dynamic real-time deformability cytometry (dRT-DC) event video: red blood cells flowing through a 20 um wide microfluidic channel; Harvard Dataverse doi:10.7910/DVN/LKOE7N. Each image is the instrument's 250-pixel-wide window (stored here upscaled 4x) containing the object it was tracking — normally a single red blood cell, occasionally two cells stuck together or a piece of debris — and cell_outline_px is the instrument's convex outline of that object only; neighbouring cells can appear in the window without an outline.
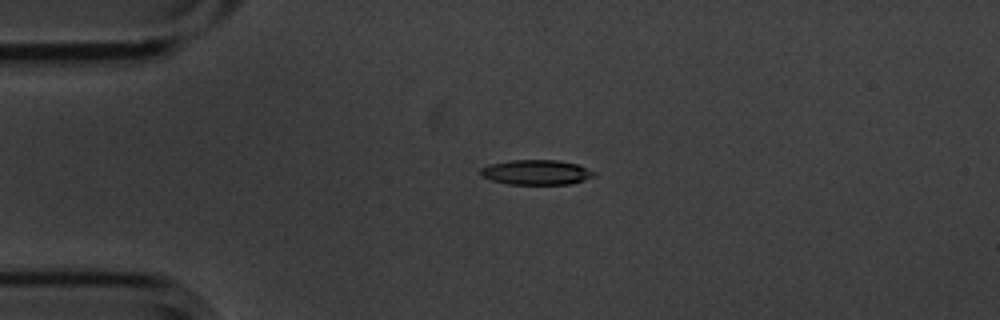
{"species": "common noctule bat (a hibernating species)", "species_latin": "Nyctalus noctula", "temperature_condition": "cold", "stored_images_in_passage": 44, "camera_frame_rate_fps": 3000, "um_per_image_px": 0.085, "animal": {"sex": "male", "body_mass_g": 20.1, "forearm_length_mm": 53.5}, "frame": {"image": 1, "passage_image": 1, "time_ms": 0.0, "image_size_px": [1000, 320], "cell_outline_px": [[596, 176], [572, 184], [508, 184], [492, 180], [480, 176], [480, 168], [488, 164], [512, 160], [556, 160], [576, 164], [596, 172]], "centroid_in_image_um": [45.57, 14.65], "position_along_channel_um": 39.4, "area_um2": 16.53}}
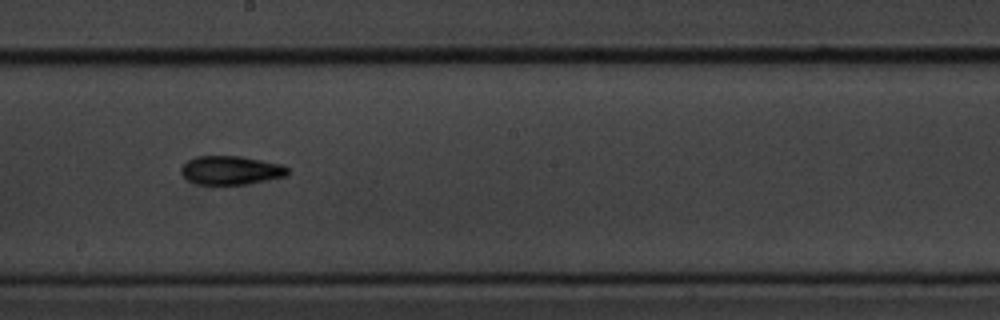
{"frame": {"image": 2, "passage_image": 19, "time_ms": 6.0, "image_size_px": [1000, 320], "cell_outline_px": [[288, 172], [284, 176], [248, 184], [196, 184], [188, 180], [180, 172], [180, 168], [188, 160], [196, 156], [240, 156], [284, 164], [288, 168]], "centroid_in_image_um": [19.61, 14.46], "position_along_channel_um": 228.6, "area_um2": 17.8}}
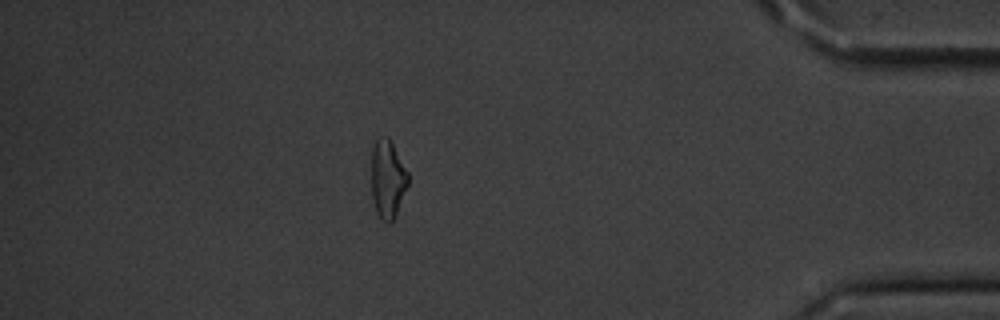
{"frame": {"image": 3, "passage_image": 37, "time_ms": 12.0, "image_size_px": [1000, 320], "cell_outline_px": [[408, 184], [396, 212], [392, 220], [388, 224], [380, 220], [376, 212], [372, 200], [372, 144], [380, 136], [388, 136], [408, 172]], "centroid_in_image_um": [32.92, 15.21], "position_along_channel_um": 402.3, "area_um2": 16.65}, "authors_computed_cell_mechanics": {"area_um2": 17.1088, "velocity_mm_per_s": 3.587, "shape_relaxation_time_tau1_ms": 4.3368, "shape_relaxation_time_tau2_ms": 6.4152, "deformation_change_tau1": 0.1352, "deformation_change_tau2": 0.155}}